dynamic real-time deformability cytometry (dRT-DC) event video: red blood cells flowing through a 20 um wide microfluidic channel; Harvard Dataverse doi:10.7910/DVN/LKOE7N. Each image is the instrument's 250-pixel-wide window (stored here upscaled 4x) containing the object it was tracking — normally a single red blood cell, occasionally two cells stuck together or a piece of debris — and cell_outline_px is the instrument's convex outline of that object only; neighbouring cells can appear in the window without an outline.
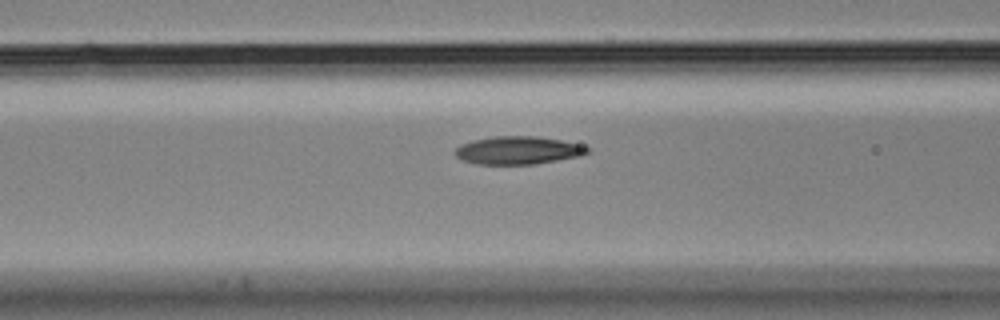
{"species": "Egyptian fruit bat (a non-hibernating species)", "species_latin": "Rousettus aegyptiacus", "temperature_condition": "cold", "stored_images_in_passage": 23, "camera_frame_rate_fps": 3000, "um_per_image_px": 0.085, "animal": {"sex": "male"}, "frame": {"image": 1, "passage_image": 17, "time_ms": 5.333, "image_size_px": [1000, 320], "cell_outline_px": [[592, 148], [588, 152], [580, 156], [532, 164], [476, 164], [460, 160], [452, 152], [460, 144], [472, 140], [492, 136], [536, 136], [560, 140]], "centroid_in_image_um": [43.96, 12.77], "position_along_channel_um": 122.6, "area_um2": 21.56}}
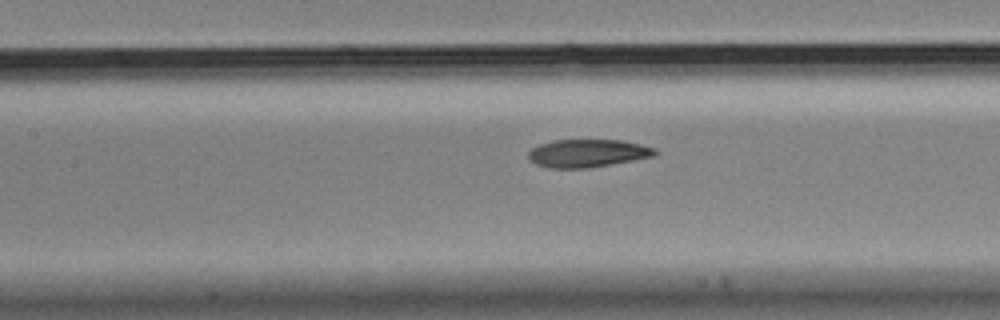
{"frame": {"image": 2, "passage_image": 20, "time_ms": 6.333, "image_size_px": [1000, 320], "cell_outline_px": [[660, 152], [656, 156], [612, 164], [588, 168], [552, 168], [536, 164], [528, 156], [528, 152], [532, 148], [540, 144], [552, 140], [620, 140], [640, 144], [656, 148]], "centroid_in_image_um": [50.0, 13.02], "position_along_channel_um": 157.4, "area_um2": 20.63}}